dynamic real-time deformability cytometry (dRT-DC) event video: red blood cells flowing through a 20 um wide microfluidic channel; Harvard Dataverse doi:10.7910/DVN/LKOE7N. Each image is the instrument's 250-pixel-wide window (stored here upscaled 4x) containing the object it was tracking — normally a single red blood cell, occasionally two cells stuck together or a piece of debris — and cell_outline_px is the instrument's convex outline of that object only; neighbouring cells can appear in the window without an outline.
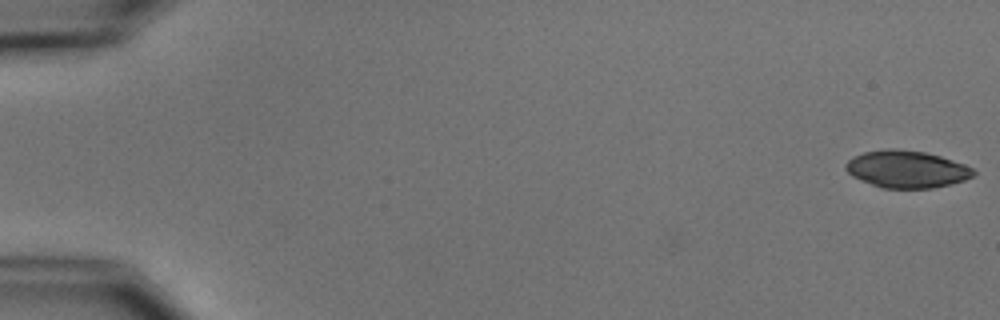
{"species": "common noctule bat (a hibernating species)", "species_latin": "Nyctalus noctula", "temperature_condition": "cold", "stored_images_in_passage": 9, "camera_frame_rate_fps": 3000, "um_per_image_px": 0.085, "animal": {"sex": "male", "body_mass_g": 15.6}, "frame": {"image": 1, "passage_image": 1, "time_ms": 0.0, "image_size_px": [1000, 320], "cell_outline_px": [[976, 172], [972, 176], [964, 180], [952, 184], [932, 188], [880, 188], [852, 176], [844, 168], [844, 164], [852, 156], [864, 152], [888, 148], [896, 148], [924, 152], [940, 156], [964, 164], [972, 168]], "centroid_in_image_um": [77.03, 14.38], "position_along_channel_um": 8.0, "area_um2": 27.8}}
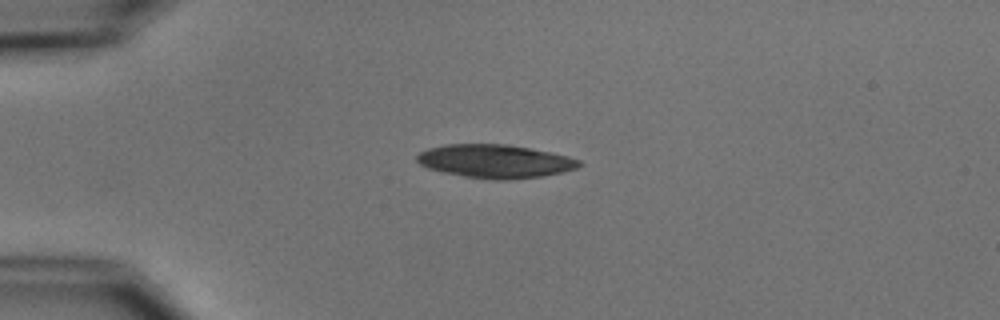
{"frame": {"image": 2, "passage_image": 4, "time_ms": 4.333, "image_size_px": [1000, 320], "cell_outline_px": [[584, 164], [576, 168], [564, 172], [540, 176], [504, 180], [496, 180], [464, 176], [440, 172], [428, 168], [420, 164], [416, 160], [416, 156], [420, 152], [428, 148], [444, 144], [508, 144], [532, 148], [552, 152], [568, 156], [580, 160]], "centroid_in_image_um": [42.09, 13.7], "position_along_channel_um": 42.9, "area_um2": 31.79}}